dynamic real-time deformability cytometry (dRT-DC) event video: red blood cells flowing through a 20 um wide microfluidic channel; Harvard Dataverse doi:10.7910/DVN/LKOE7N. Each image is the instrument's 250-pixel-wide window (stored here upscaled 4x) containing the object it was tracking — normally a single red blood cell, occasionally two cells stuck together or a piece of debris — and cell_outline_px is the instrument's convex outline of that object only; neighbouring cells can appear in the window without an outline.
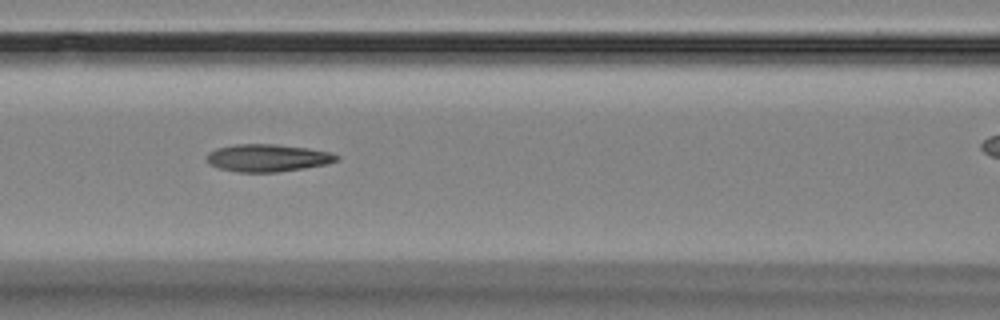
{"species": "Egyptian fruit bat (a non-hibernating species)", "species_latin": "Rousettus aegyptiacus", "temperature_condition": "room temperature", "stored_images_in_passage": 9, "segment_of_instrument_passage": [1, 2], "camera_frame_rate_fps": 3000, "um_per_image_px": 0.085, "animal": {"sex": "female"}, "frame": {"image": 1, "passage_image": 7, "time_ms": 7.333, "image_size_px": [1000, 320], "cell_outline_px": [[340, 160], [328, 164], [304, 168], [276, 172], [240, 172], [220, 168], [208, 164], [204, 156], [208, 152], [216, 148], [236, 144], [276, 144], [308, 148], [332, 152], [340, 156]], "centroid_in_image_um": [22.76, 13.41], "position_along_channel_um": 143.8, "area_um2": 21.04}}
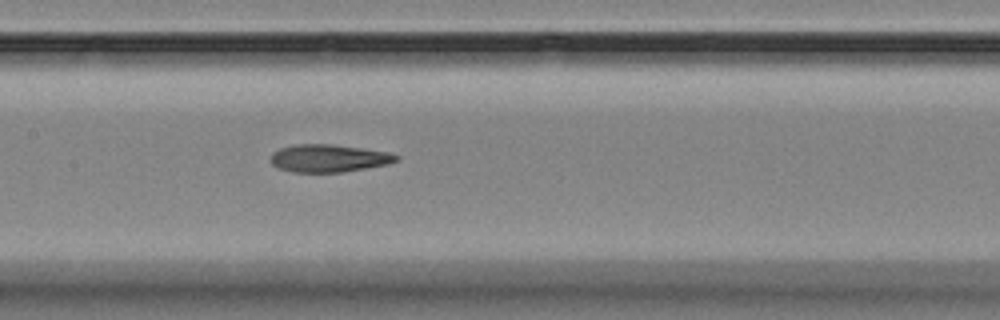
{"frame": {"image": 2, "passage_image": 8, "time_ms": 8.333, "image_size_px": [1000, 320], "cell_outline_px": [[400, 160], [388, 164], [344, 172], [292, 172], [276, 168], [272, 164], [272, 152], [280, 148], [296, 144], [332, 144], [388, 152], [400, 156]], "centroid_in_image_um": [27.95, 13.45], "position_along_channel_um": 179.5, "area_um2": 20.29}}